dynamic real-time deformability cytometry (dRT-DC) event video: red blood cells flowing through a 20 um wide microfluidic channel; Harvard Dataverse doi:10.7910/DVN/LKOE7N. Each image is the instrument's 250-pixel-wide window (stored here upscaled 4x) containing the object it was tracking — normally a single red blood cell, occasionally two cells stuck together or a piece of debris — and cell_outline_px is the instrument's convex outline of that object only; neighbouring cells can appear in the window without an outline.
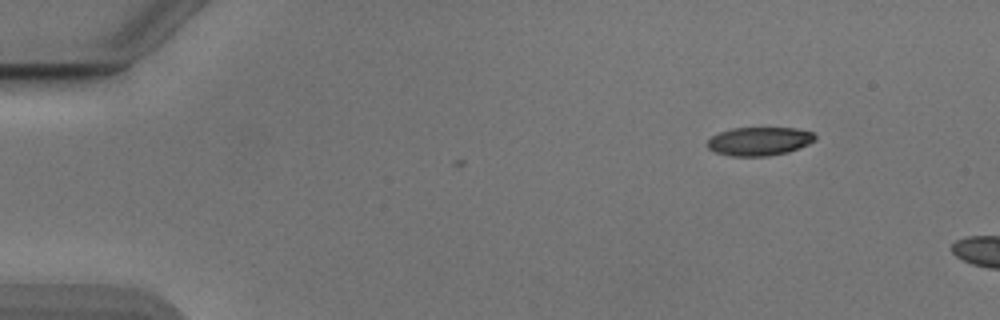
{"species": "Egyptian fruit bat (a non-hibernating species)", "species_latin": "Rousettus aegyptiacus", "temperature_condition": "cold", "stored_images_in_passage": 6, "camera_frame_rate_fps": 3000, "um_per_image_px": 0.085, "animal": {"sex": "male"}, "frame": {"image": 1, "passage_image": 1, "time_ms": 0.0, "image_size_px": [1000, 320], "cell_outline_px": [[816, 140], [808, 144], [788, 152], [768, 156], [732, 156], [716, 152], [708, 148], [708, 140], [712, 136], [720, 132], [732, 128], [796, 128], [812, 132], [816, 136]], "centroid_in_image_um": [64.56, 12.0], "position_along_channel_um": 20.4, "area_um2": 17.8}}